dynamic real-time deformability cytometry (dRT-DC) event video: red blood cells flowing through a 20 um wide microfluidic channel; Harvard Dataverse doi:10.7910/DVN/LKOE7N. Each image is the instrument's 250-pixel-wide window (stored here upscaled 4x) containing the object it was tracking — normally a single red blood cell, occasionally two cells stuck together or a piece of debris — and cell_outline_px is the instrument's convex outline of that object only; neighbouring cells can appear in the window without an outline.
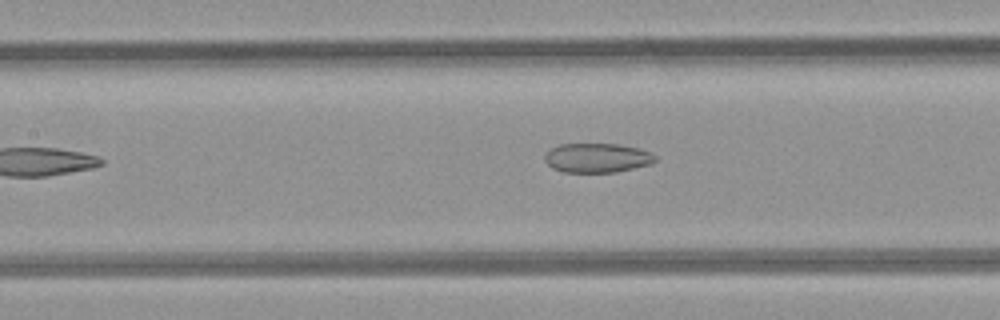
{"species": "common noctule bat (a hibernating species)", "species_latin": "Nyctalus noctula", "temperature_condition": "room temperature", "stored_images_in_passage": 6, "segment_of_instrument_passage": [2, 2], "camera_frame_rate_fps": 3000, "um_per_image_px": 0.085, "animal": {"sex": "female", "body_mass_g": 21.9}, "frame": {"image": 1, "passage_image": 6, "time_ms": 5.667, "image_size_px": [1000, 320], "cell_outline_px": [[656, 160], [652, 164], [616, 172], [564, 172], [552, 168], [544, 160], [544, 156], [552, 148], [560, 144], [620, 144], [640, 148], [656, 156]], "centroid_in_image_um": [50.77, 13.42], "position_along_channel_um": 156.6, "area_um2": 18.9}}